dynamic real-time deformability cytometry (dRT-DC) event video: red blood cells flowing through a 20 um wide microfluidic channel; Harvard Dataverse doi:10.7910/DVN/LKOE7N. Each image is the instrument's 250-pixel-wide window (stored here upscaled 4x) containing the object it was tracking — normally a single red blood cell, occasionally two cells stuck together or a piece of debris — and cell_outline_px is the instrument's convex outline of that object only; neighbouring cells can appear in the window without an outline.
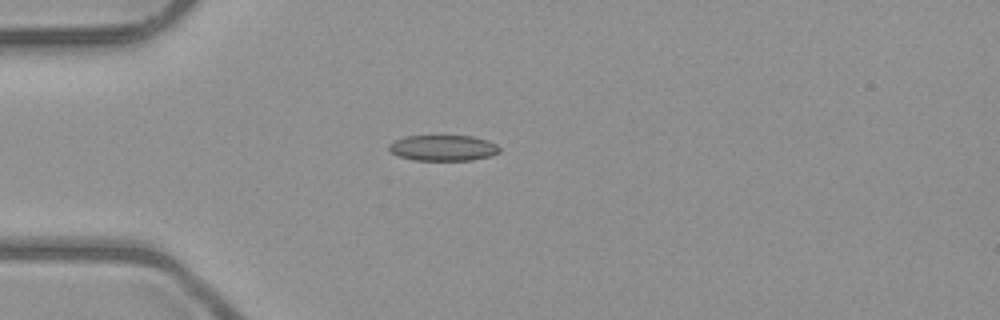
{"species": "common noctule bat (a hibernating species)", "species_latin": "Nyctalus noctula", "temperature_condition": "room temperature", "stored_images_in_passage": 1, "camera_frame_rate_fps": 3000, "um_per_image_px": 0.085, "animal": {"sex": "male", "body_mass_g": 23.1, "forearm_length_mm": 52.7}, "frame": {"image": 1, "passage_image": 1, "time_ms": 0.0, "image_size_px": [1000, 320], "cell_outline_px": [[500, 152], [488, 156], [472, 160], [416, 160], [400, 156], [392, 152], [388, 148], [388, 144], [404, 136], [472, 136], [488, 140], [496, 144], [500, 148]], "centroid_in_image_um": [37.68, 12.57], "position_along_channel_um": 47.3, "area_um2": 16.47}}